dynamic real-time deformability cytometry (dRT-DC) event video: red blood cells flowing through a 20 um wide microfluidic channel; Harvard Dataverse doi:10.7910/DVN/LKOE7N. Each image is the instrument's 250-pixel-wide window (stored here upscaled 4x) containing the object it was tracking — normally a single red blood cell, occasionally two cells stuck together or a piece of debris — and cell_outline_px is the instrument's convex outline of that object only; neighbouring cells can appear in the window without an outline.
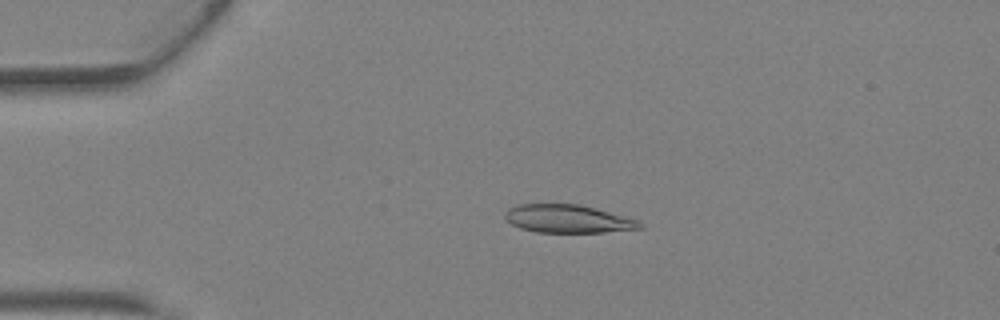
{"species": "Egyptian fruit bat (a non-hibernating species)", "species_latin": "Rousettus aegyptiacus", "temperature_condition": "warm", "stored_images_in_passage": 38, "camera_frame_rate_fps": 3000, "um_per_image_px": 0.085, "animal": {"sex": "female"}, "frame": {"image": 1, "passage_image": 4, "time_ms": 1.0, "image_size_px": [1000, 320], "cell_outline_px": [[644, 228], [604, 232], [536, 232], [520, 228], [512, 224], [504, 216], [504, 212], [508, 208], [516, 204], [580, 204], [596, 208], [624, 216], [636, 220], [644, 224]], "centroid_in_image_um": [48.25, 18.59], "position_along_channel_um": 36.7, "area_um2": 22.08}}
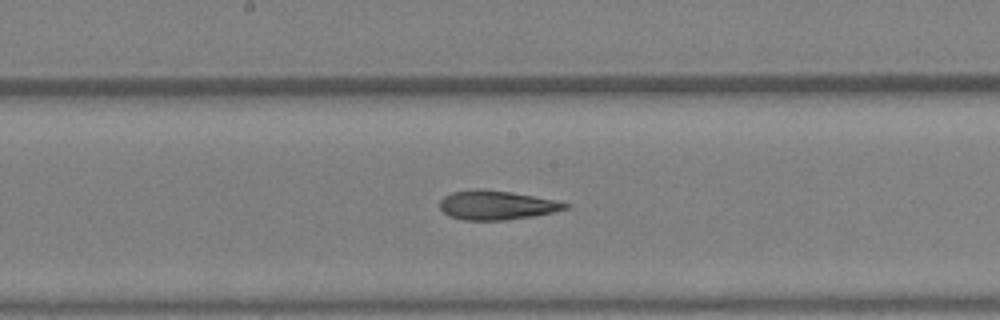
{"frame": {"image": 2, "passage_image": 17, "time_ms": 5.333, "image_size_px": [1000, 320], "cell_outline_px": [[572, 204], [568, 208], [552, 212], [532, 216], [508, 220], [464, 220], [448, 216], [440, 208], [440, 200], [444, 196], [452, 192], [472, 188], [480, 188], [508, 192], [532, 196]], "centroid_in_image_um": [42.15, 17.44], "position_along_channel_um": 206.0, "area_um2": 21.21}}
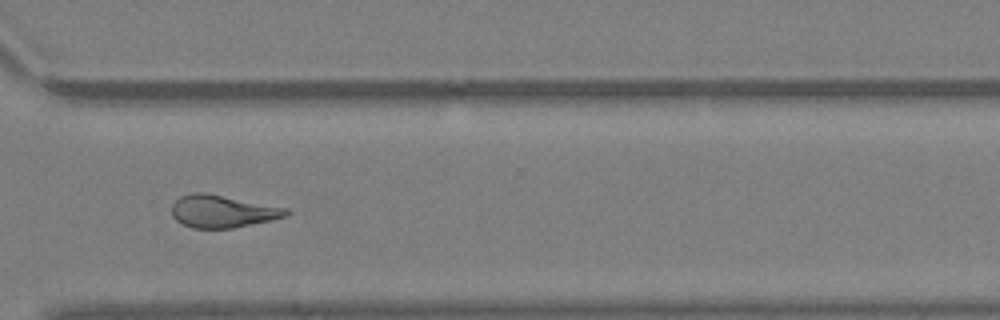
{"frame": {"image": 3, "passage_image": 26, "time_ms": 8.333, "image_size_px": [1000, 320], "cell_outline_px": [[292, 212], [288, 216], [272, 220], [232, 228], [192, 228], [176, 220], [172, 216], [172, 204], [180, 196], [192, 192], [204, 192], [288, 208]], "centroid_in_image_um": [18.93, 17.96], "position_along_channel_um": 351.7, "area_um2": 21.73}, "authors_computed_cell_mechanics": {"area_um2": 21.9351, "velocity_mm_per_s": 4.868, "shape_relaxation_time_tau1_ms": null, "shape_relaxation_time_tau2_ms": 3.3974, "deformation_change_tau1": null, "deformation_change_tau2": 0.1317}}